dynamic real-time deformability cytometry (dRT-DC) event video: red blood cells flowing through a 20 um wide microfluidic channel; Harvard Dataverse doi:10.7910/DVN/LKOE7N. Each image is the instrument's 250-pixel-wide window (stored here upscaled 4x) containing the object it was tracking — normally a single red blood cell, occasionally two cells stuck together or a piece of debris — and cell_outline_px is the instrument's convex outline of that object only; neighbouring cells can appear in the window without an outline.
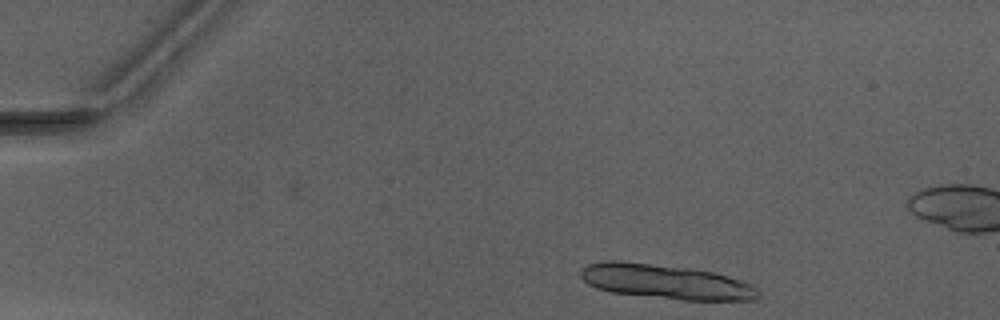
{"species": "Egyptian fruit bat (a non-hibernating species)", "species_latin": "Rousettus aegyptiacus", "temperature_condition": "warm", "stored_images_in_passage": 9, "camera_frame_rate_fps": 3000, "um_per_image_px": 0.085, "animal": {"sex": "male"}, "frame": {"image": 1, "passage_image": 1, "time_ms": 0.0, "image_size_px": [1000, 320], "cell_outline_px": [[760, 296], [756, 300], [680, 300], [612, 292], [596, 288], [588, 284], [580, 276], [580, 268], [588, 264], [612, 260], [620, 260], [684, 268], [712, 272], [728, 276], [752, 284], [760, 292]], "centroid_in_image_um": [56.59, 23.96], "position_along_channel_um": 28.4, "area_um2": 35.6}}